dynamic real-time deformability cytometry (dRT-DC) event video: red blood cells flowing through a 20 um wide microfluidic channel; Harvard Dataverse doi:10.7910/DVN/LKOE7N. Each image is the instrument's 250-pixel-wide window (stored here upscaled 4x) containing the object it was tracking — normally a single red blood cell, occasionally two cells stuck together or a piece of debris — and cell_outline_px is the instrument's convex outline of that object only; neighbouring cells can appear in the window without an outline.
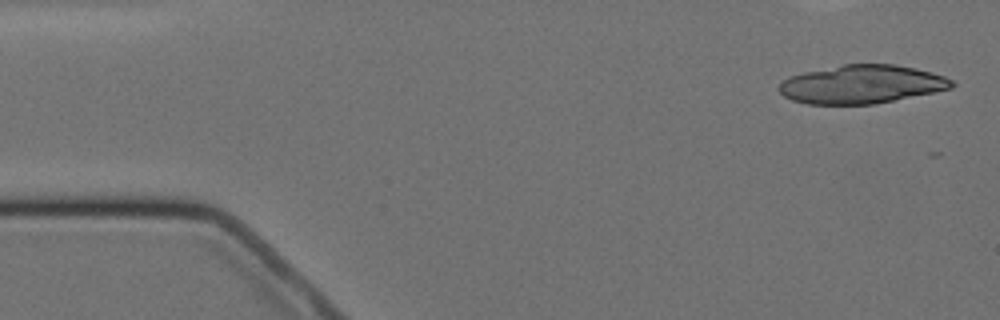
{"species": "Egyptian fruit bat (a non-hibernating species)", "species_latin": "Rousettus aegyptiacus", "temperature_condition": "cold", "stored_images_in_passage": 4, "camera_frame_rate_fps": 3000, "um_per_image_px": 0.085, "animal": {"sex": "female"}, "frame": {"image": 1, "passage_image": 1, "time_ms": 0.0, "image_size_px": [1000, 320], "cell_outline_px": [[956, 84], [952, 88], [876, 104], [808, 104], [792, 100], [784, 96], [776, 88], [788, 76], [804, 72], [844, 64], [896, 64], [916, 68], [932, 72], [944, 76], [952, 80]], "centroid_in_image_um": [73.24, 7.16], "position_along_channel_um": 11.8, "area_um2": 38.78}}